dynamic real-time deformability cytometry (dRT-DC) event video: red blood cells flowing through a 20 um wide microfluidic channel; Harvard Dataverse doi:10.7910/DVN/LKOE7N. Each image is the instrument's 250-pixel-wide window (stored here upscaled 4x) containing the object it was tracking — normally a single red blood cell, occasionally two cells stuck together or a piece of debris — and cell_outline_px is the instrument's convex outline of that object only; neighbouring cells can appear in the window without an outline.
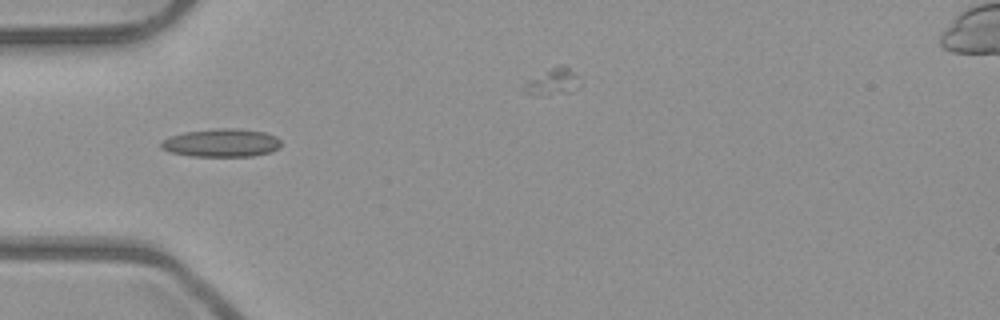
{"species": "common noctule bat (a hibernating species)", "species_latin": "Nyctalus noctula", "temperature_condition": "room temperature", "stored_images_in_passage": 27, "camera_frame_rate_fps": 3000, "um_per_image_px": 0.085, "animal": {"sex": "male", "body_mass_g": 23.1, "forearm_length_mm": 52.7}, "frame": {"image": 1, "passage_image": 1, "time_ms": 0.0, "image_size_px": [1000, 320], "cell_outline_px": [[280, 148], [272, 152], [252, 156], [192, 156], [168, 152], [160, 148], [160, 144], [164, 140], [172, 136], [184, 132], [216, 128], [236, 128], [264, 132], [276, 136], [280, 140]], "centroid_in_image_um": [18.84, 12.14], "position_along_channel_um": 66.2, "area_um2": 19.77}}
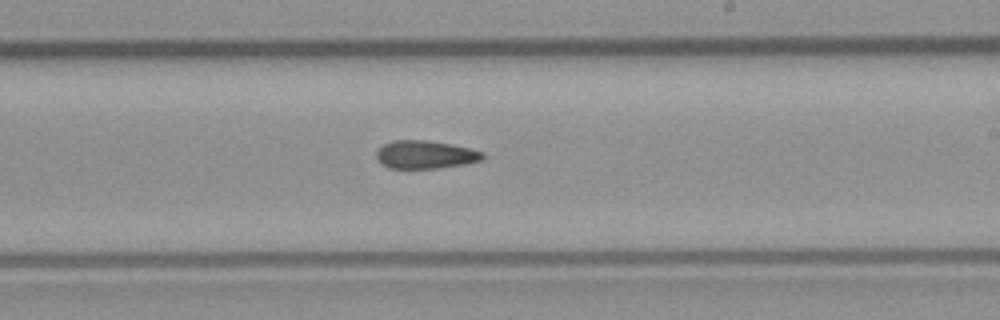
{"frame": {"image": 2, "passage_image": 15, "time_ms": 4.667, "image_size_px": [1000, 320], "cell_outline_px": [[484, 160], [464, 164], [436, 168], [388, 168], [380, 164], [376, 160], [376, 152], [384, 144], [392, 140], [428, 140], [452, 144], [484, 152]], "centroid_in_image_um": [36.13, 13.14], "position_along_channel_um": 252.9, "area_um2": 17.51}}
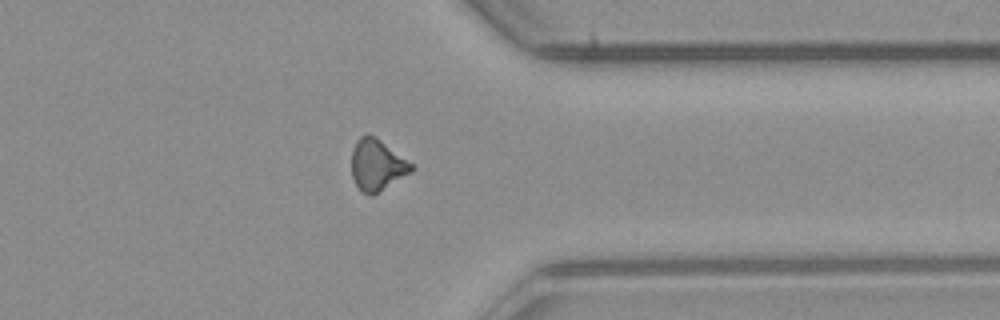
{"frame": {"image": 3, "passage_image": 25, "time_ms": 8.0, "image_size_px": [1000, 320], "cell_outline_px": [[416, 168], [412, 172], [372, 196], [368, 196], [360, 192], [352, 176], [352, 148], [356, 140], [360, 136], [368, 132], [376, 136], [416, 164]], "centroid_in_image_um": [32.08, 14.0], "position_along_channel_um": 379.3, "area_um2": 18.61}}